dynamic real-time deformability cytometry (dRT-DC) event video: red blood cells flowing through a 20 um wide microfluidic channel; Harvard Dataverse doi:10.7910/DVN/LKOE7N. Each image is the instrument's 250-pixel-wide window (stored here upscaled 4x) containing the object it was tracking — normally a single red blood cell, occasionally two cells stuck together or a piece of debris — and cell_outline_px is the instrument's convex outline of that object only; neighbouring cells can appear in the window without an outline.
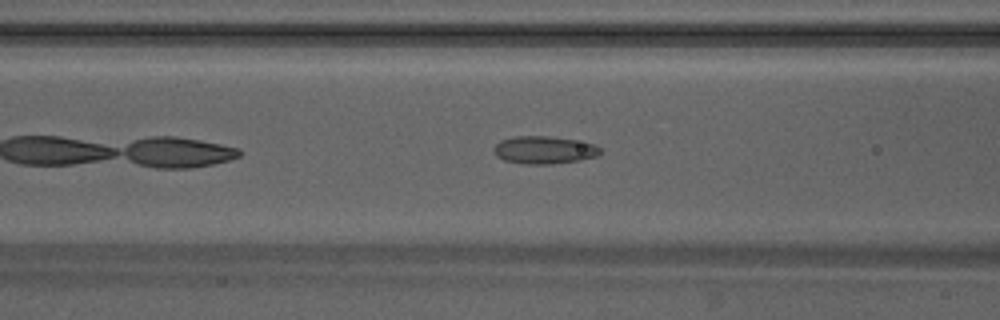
{"species": "Egyptian fruit bat (a non-hibernating species)", "species_latin": "Rousettus aegyptiacus", "temperature_condition": "warm", "stored_images_in_passage": 22, "camera_frame_rate_fps": 3000, "um_per_image_px": 0.085, "animal": {"sex": "male"}, "frame": {"image": 1, "passage_image": 7, "time_ms": 2.0, "image_size_px": [1000, 320], "cell_outline_px": [[600, 152], [596, 156], [580, 160], [552, 164], [524, 164], [504, 160], [496, 156], [492, 152], [492, 148], [500, 140], [512, 136], [548, 136], [596, 144], [600, 148]], "centroid_in_image_um": [46.19, 12.75], "position_along_channel_um": 120.4, "area_um2": 17.22}}